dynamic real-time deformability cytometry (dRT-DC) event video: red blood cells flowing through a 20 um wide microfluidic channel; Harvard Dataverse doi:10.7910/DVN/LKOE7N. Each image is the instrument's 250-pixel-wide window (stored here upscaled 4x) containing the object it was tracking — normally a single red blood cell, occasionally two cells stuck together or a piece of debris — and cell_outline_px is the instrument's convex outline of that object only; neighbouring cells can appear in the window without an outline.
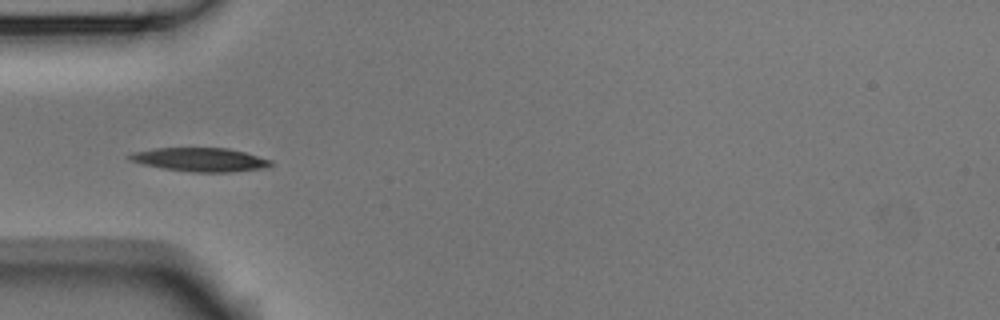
{"species": "Egyptian fruit bat (a non-hibernating species)", "species_latin": "Rousettus aegyptiacus", "temperature_condition": "room temperature", "stored_images_in_passage": 7, "camera_frame_rate_fps": 3000, "um_per_image_px": 0.085, "animal": {"sex": "male"}, "frame": {"image": 1, "passage_image": 6, "time_ms": 1.667, "image_size_px": [1000, 320], "cell_outline_px": [[272, 164], [264, 168], [232, 172], [192, 172], [164, 168], [144, 164], [128, 160], [124, 156], [128, 152], [156, 148], [228, 148], [244, 152], [272, 160]], "centroid_in_image_um": [16.95, 13.56], "position_along_channel_um": 68.1, "area_um2": 19.59}}
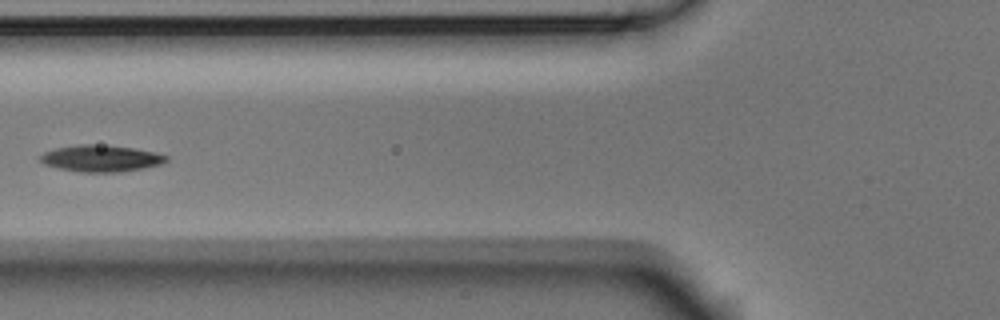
{"frame": {"image": 2, "passage_image": 7, "time_ms": 2.0, "image_size_px": [1000, 320], "cell_outline_px": [[168, 160], [160, 164], [144, 168], [120, 172], [80, 172], [60, 168], [44, 164], [36, 156], [44, 152], [56, 148], [80, 144], [92, 144], [132, 148], [156, 152], [168, 156]], "centroid_in_image_um": [8.56, 13.46], "position_along_channel_um": 117.2, "area_um2": 19.48}}